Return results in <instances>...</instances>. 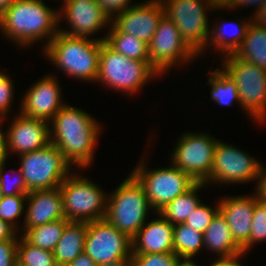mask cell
Here are the masks:
<instances>
[{
	"instance_id": "obj_1",
	"label": "cell",
	"mask_w": 266,
	"mask_h": 266,
	"mask_svg": "<svg viewBox=\"0 0 266 266\" xmlns=\"http://www.w3.org/2000/svg\"><path fill=\"white\" fill-rule=\"evenodd\" d=\"M50 126V141L65 159L76 168L90 167L101 124L88 112L66 103L52 118Z\"/></svg>"
},
{
	"instance_id": "obj_2",
	"label": "cell",
	"mask_w": 266,
	"mask_h": 266,
	"mask_svg": "<svg viewBox=\"0 0 266 266\" xmlns=\"http://www.w3.org/2000/svg\"><path fill=\"white\" fill-rule=\"evenodd\" d=\"M58 24V11L43 0H16L0 15V31L24 48L46 38L45 47L59 32Z\"/></svg>"
},
{
	"instance_id": "obj_3",
	"label": "cell",
	"mask_w": 266,
	"mask_h": 266,
	"mask_svg": "<svg viewBox=\"0 0 266 266\" xmlns=\"http://www.w3.org/2000/svg\"><path fill=\"white\" fill-rule=\"evenodd\" d=\"M101 38L72 37L58 32L44 47V57L68 76L82 81H97Z\"/></svg>"
},
{
	"instance_id": "obj_4",
	"label": "cell",
	"mask_w": 266,
	"mask_h": 266,
	"mask_svg": "<svg viewBox=\"0 0 266 266\" xmlns=\"http://www.w3.org/2000/svg\"><path fill=\"white\" fill-rule=\"evenodd\" d=\"M150 209L143 185L130 173L108 194L105 219L132 239L145 224Z\"/></svg>"
},
{
	"instance_id": "obj_5",
	"label": "cell",
	"mask_w": 266,
	"mask_h": 266,
	"mask_svg": "<svg viewBox=\"0 0 266 266\" xmlns=\"http://www.w3.org/2000/svg\"><path fill=\"white\" fill-rule=\"evenodd\" d=\"M158 76L149 61L131 60L113 50L105 41L102 42L97 83L101 82L115 91L134 94Z\"/></svg>"
},
{
	"instance_id": "obj_6",
	"label": "cell",
	"mask_w": 266,
	"mask_h": 266,
	"mask_svg": "<svg viewBox=\"0 0 266 266\" xmlns=\"http://www.w3.org/2000/svg\"><path fill=\"white\" fill-rule=\"evenodd\" d=\"M95 182L81 174H70L59 186L65 219L92 222L105 219L107 196Z\"/></svg>"
},
{
	"instance_id": "obj_7",
	"label": "cell",
	"mask_w": 266,
	"mask_h": 266,
	"mask_svg": "<svg viewBox=\"0 0 266 266\" xmlns=\"http://www.w3.org/2000/svg\"><path fill=\"white\" fill-rule=\"evenodd\" d=\"M222 69L236 83L240 106L260 124L266 121V70L235 57L223 56Z\"/></svg>"
},
{
	"instance_id": "obj_8",
	"label": "cell",
	"mask_w": 266,
	"mask_h": 266,
	"mask_svg": "<svg viewBox=\"0 0 266 266\" xmlns=\"http://www.w3.org/2000/svg\"><path fill=\"white\" fill-rule=\"evenodd\" d=\"M164 15L177 26L182 39L198 55L210 35L207 11L213 10L210 0H161Z\"/></svg>"
},
{
	"instance_id": "obj_9",
	"label": "cell",
	"mask_w": 266,
	"mask_h": 266,
	"mask_svg": "<svg viewBox=\"0 0 266 266\" xmlns=\"http://www.w3.org/2000/svg\"><path fill=\"white\" fill-rule=\"evenodd\" d=\"M84 253L99 266H130L132 239L106 219L88 222Z\"/></svg>"
},
{
	"instance_id": "obj_10",
	"label": "cell",
	"mask_w": 266,
	"mask_h": 266,
	"mask_svg": "<svg viewBox=\"0 0 266 266\" xmlns=\"http://www.w3.org/2000/svg\"><path fill=\"white\" fill-rule=\"evenodd\" d=\"M141 159L131 173L143 185L149 205L156 213L196 184L187 173L174 165L151 170Z\"/></svg>"
},
{
	"instance_id": "obj_11",
	"label": "cell",
	"mask_w": 266,
	"mask_h": 266,
	"mask_svg": "<svg viewBox=\"0 0 266 266\" xmlns=\"http://www.w3.org/2000/svg\"><path fill=\"white\" fill-rule=\"evenodd\" d=\"M18 156L21 158L19 167L29 192L58 188L73 169L52 143Z\"/></svg>"
},
{
	"instance_id": "obj_12",
	"label": "cell",
	"mask_w": 266,
	"mask_h": 266,
	"mask_svg": "<svg viewBox=\"0 0 266 266\" xmlns=\"http://www.w3.org/2000/svg\"><path fill=\"white\" fill-rule=\"evenodd\" d=\"M178 141L170 156V163L187 173L196 183L206 184L218 139L209 133L186 131Z\"/></svg>"
},
{
	"instance_id": "obj_13",
	"label": "cell",
	"mask_w": 266,
	"mask_h": 266,
	"mask_svg": "<svg viewBox=\"0 0 266 266\" xmlns=\"http://www.w3.org/2000/svg\"><path fill=\"white\" fill-rule=\"evenodd\" d=\"M265 166L236 146L218 140L210 176V184H243L257 181ZM208 183V184H207Z\"/></svg>"
},
{
	"instance_id": "obj_14",
	"label": "cell",
	"mask_w": 266,
	"mask_h": 266,
	"mask_svg": "<svg viewBox=\"0 0 266 266\" xmlns=\"http://www.w3.org/2000/svg\"><path fill=\"white\" fill-rule=\"evenodd\" d=\"M149 64L162 76L171 67L191 63L198 55L186 44L175 23L165 15L148 44ZM178 63V64H177ZM181 63V64H180ZM176 64V65H175Z\"/></svg>"
},
{
	"instance_id": "obj_15",
	"label": "cell",
	"mask_w": 266,
	"mask_h": 266,
	"mask_svg": "<svg viewBox=\"0 0 266 266\" xmlns=\"http://www.w3.org/2000/svg\"><path fill=\"white\" fill-rule=\"evenodd\" d=\"M64 3L58 10L59 22L67 20L70 30L61 29L59 32L72 37H87L100 29L110 26L111 20L102 11L95 0H61ZM65 17V18H63ZM61 20V21H60Z\"/></svg>"
},
{
	"instance_id": "obj_16",
	"label": "cell",
	"mask_w": 266,
	"mask_h": 266,
	"mask_svg": "<svg viewBox=\"0 0 266 266\" xmlns=\"http://www.w3.org/2000/svg\"><path fill=\"white\" fill-rule=\"evenodd\" d=\"M55 76L47 75L36 81L20 100V113L26 117L50 122L65 105Z\"/></svg>"
},
{
	"instance_id": "obj_17",
	"label": "cell",
	"mask_w": 266,
	"mask_h": 266,
	"mask_svg": "<svg viewBox=\"0 0 266 266\" xmlns=\"http://www.w3.org/2000/svg\"><path fill=\"white\" fill-rule=\"evenodd\" d=\"M6 133L7 154H24L40 150L51 143L50 123L30 118L20 112L13 117Z\"/></svg>"
},
{
	"instance_id": "obj_18",
	"label": "cell",
	"mask_w": 266,
	"mask_h": 266,
	"mask_svg": "<svg viewBox=\"0 0 266 266\" xmlns=\"http://www.w3.org/2000/svg\"><path fill=\"white\" fill-rule=\"evenodd\" d=\"M163 16L161 0H148L120 12L111 22L122 33L131 34L149 44Z\"/></svg>"
},
{
	"instance_id": "obj_19",
	"label": "cell",
	"mask_w": 266,
	"mask_h": 266,
	"mask_svg": "<svg viewBox=\"0 0 266 266\" xmlns=\"http://www.w3.org/2000/svg\"><path fill=\"white\" fill-rule=\"evenodd\" d=\"M23 229L34 228L58 219H64L60 189L35 190L27 194Z\"/></svg>"
},
{
	"instance_id": "obj_20",
	"label": "cell",
	"mask_w": 266,
	"mask_h": 266,
	"mask_svg": "<svg viewBox=\"0 0 266 266\" xmlns=\"http://www.w3.org/2000/svg\"><path fill=\"white\" fill-rule=\"evenodd\" d=\"M219 211L226 218L232 237L242 248L250 238L254 211V194L226 196L218 203Z\"/></svg>"
},
{
	"instance_id": "obj_21",
	"label": "cell",
	"mask_w": 266,
	"mask_h": 266,
	"mask_svg": "<svg viewBox=\"0 0 266 266\" xmlns=\"http://www.w3.org/2000/svg\"><path fill=\"white\" fill-rule=\"evenodd\" d=\"M148 221L132 238V254L173 252L174 225L161 214Z\"/></svg>"
},
{
	"instance_id": "obj_22",
	"label": "cell",
	"mask_w": 266,
	"mask_h": 266,
	"mask_svg": "<svg viewBox=\"0 0 266 266\" xmlns=\"http://www.w3.org/2000/svg\"><path fill=\"white\" fill-rule=\"evenodd\" d=\"M204 236V248L213 251L219 256L215 261L240 260L244 256L242 248L235 242L226 218L218 211Z\"/></svg>"
},
{
	"instance_id": "obj_23",
	"label": "cell",
	"mask_w": 266,
	"mask_h": 266,
	"mask_svg": "<svg viewBox=\"0 0 266 266\" xmlns=\"http://www.w3.org/2000/svg\"><path fill=\"white\" fill-rule=\"evenodd\" d=\"M87 222L69 221L53 251L58 266H66L84 252Z\"/></svg>"
},
{
	"instance_id": "obj_24",
	"label": "cell",
	"mask_w": 266,
	"mask_h": 266,
	"mask_svg": "<svg viewBox=\"0 0 266 266\" xmlns=\"http://www.w3.org/2000/svg\"><path fill=\"white\" fill-rule=\"evenodd\" d=\"M251 22L252 17L248 21H240L239 23L230 21L229 25L228 23L219 25L217 22L216 26L213 25V29H210L209 39L203 51L205 52L206 49H209L207 47L212 46L215 50L222 52L224 56L234 54L243 42ZM227 28L230 29L226 31Z\"/></svg>"
},
{
	"instance_id": "obj_25",
	"label": "cell",
	"mask_w": 266,
	"mask_h": 266,
	"mask_svg": "<svg viewBox=\"0 0 266 266\" xmlns=\"http://www.w3.org/2000/svg\"><path fill=\"white\" fill-rule=\"evenodd\" d=\"M233 55L266 70V27L252 21Z\"/></svg>"
},
{
	"instance_id": "obj_26",
	"label": "cell",
	"mask_w": 266,
	"mask_h": 266,
	"mask_svg": "<svg viewBox=\"0 0 266 266\" xmlns=\"http://www.w3.org/2000/svg\"><path fill=\"white\" fill-rule=\"evenodd\" d=\"M105 42L116 52L131 60L149 61L148 44L137 37L122 33L112 22Z\"/></svg>"
},
{
	"instance_id": "obj_27",
	"label": "cell",
	"mask_w": 266,
	"mask_h": 266,
	"mask_svg": "<svg viewBox=\"0 0 266 266\" xmlns=\"http://www.w3.org/2000/svg\"><path fill=\"white\" fill-rule=\"evenodd\" d=\"M204 249L203 233L185 223L174 225L173 252L183 261L193 263L194 256Z\"/></svg>"
},
{
	"instance_id": "obj_28",
	"label": "cell",
	"mask_w": 266,
	"mask_h": 266,
	"mask_svg": "<svg viewBox=\"0 0 266 266\" xmlns=\"http://www.w3.org/2000/svg\"><path fill=\"white\" fill-rule=\"evenodd\" d=\"M205 183H196L186 193L177 196L174 200L169 202L160 212L166 220L173 225L185 223L188 216L196 209L202 202L197 196L198 190L205 187Z\"/></svg>"
},
{
	"instance_id": "obj_29",
	"label": "cell",
	"mask_w": 266,
	"mask_h": 266,
	"mask_svg": "<svg viewBox=\"0 0 266 266\" xmlns=\"http://www.w3.org/2000/svg\"><path fill=\"white\" fill-rule=\"evenodd\" d=\"M68 222L65 218L58 219L34 228L22 229L23 233L20 235L33 246L53 252Z\"/></svg>"
},
{
	"instance_id": "obj_30",
	"label": "cell",
	"mask_w": 266,
	"mask_h": 266,
	"mask_svg": "<svg viewBox=\"0 0 266 266\" xmlns=\"http://www.w3.org/2000/svg\"><path fill=\"white\" fill-rule=\"evenodd\" d=\"M221 68L213 70L209 75L211 99L220 105L231 106L233 101L240 104L236 83Z\"/></svg>"
},
{
	"instance_id": "obj_31",
	"label": "cell",
	"mask_w": 266,
	"mask_h": 266,
	"mask_svg": "<svg viewBox=\"0 0 266 266\" xmlns=\"http://www.w3.org/2000/svg\"><path fill=\"white\" fill-rule=\"evenodd\" d=\"M19 236L17 266H58L52 251L33 246Z\"/></svg>"
},
{
	"instance_id": "obj_32",
	"label": "cell",
	"mask_w": 266,
	"mask_h": 266,
	"mask_svg": "<svg viewBox=\"0 0 266 266\" xmlns=\"http://www.w3.org/2000/svg\"><path fill=\"white\" fill-rule=\"evenodd\" d=\"M249 241L242 247L243 254L252 249L253 245L266 241V204L259 202L254 195V211Z\"/></svg>"
},
{
	"instance_id": "obj_33",
	"label": "cell",
	"mask_w": 266,
	"mask_h": 266,
	"mask_svg": "<svg viewBox=\"0 0 266 266\" xmlns=\"http://www.w3.org/2000/svg\"><path fill=\"white\" fill-rule=\"evenodd\" d=\"M27 195L3 196L0 201V219L12 226L16 231L18 229V218L25 211ZM16 223V224H15Z\"/></svg>"
},
{
	"instance_id": "obj_34",
	"label": "cell",
	"mask_w": 266,
	"mask_h": 266,
	"mask_svg": "<svg viewBox=\"0 0 266 266\" xmlns=\"http://www.w3.org/2000/svg\"><path fill=\"white\" fill-rule=\"evenodd\" d=\"M184 262L174 253L132 254L130 266H181Z\"/></svg>"
},
{
	"instance_id": "obj_35",
	"label": "cell",
	"mask_w": 266,
	"mask_h": 266,
	"mask_svg": "<svg viewBox=\"0 0 266 266\" xmlns=\"http://www.w3.org/2000/svg\"><path fill=\"white\" fill-rule=\"evenodd\" d=\"M219 211V205L215 206L214 209L210 205H205L201 202L196 209L188 216L185 224L190 228L204 233L210 225L212 218Z\"/></svg>"
},
{
	"instance_id": "obj_36",
	"label": "cell",
	"mask_w": 266,
	"mask_h": 266,
	"mask_svg": "<svg viewBox=\"0 0 266 266\" xmlns=\"http://www.w3.org/2000/svg\"><path fill=\"white\" fill-rule=\"evenodd\" d=\"M5 165L0 167V188L3 196H13V195H27L29 193L25 179L22 175L21 168L18 169V171H15L13 173L16 174L17 178L10 181V178L8 180L7 172L5 171ZM18 172V173H17ZM12 180V178H11Z\"/></svg>"
},
{
	"instance_id": "obj_37",
	"label": "cell",
	"mask_w": 266,
	"mask_h": 266,
	"mask_svg": "<svg viewBox=\"0 0 266 266\" xmlns=\"http://www.w3.org/2000/svg\"><path fill=\"white\" fill-rule=\"evenodd\" d=\"M14 84L9 74L0 70V118L4 120L14 101Z\"/></svg>"
},
{
	"instance_id": "obj_38",
	"label": "cell",
	"mask_w": 266,
	"mask_h": 266,
	"mask_svg": "<svg viewBox=\"0 0 266 266\" xmlns=\"http://www.w3.org/2000/svg\"><path fill=\"white\" fill-rule=\"evenodd\" d=\"M18 240L0 241V266H17Z\"/></svg>"
},
{
	"instance_id": "obj_39",
	"label": "cell",
	"mask_w": 266,
	"mask_h": 266,
	"mask_svg": "<svg viewBox=\"0 0 266 266\" xmlns=\"http://www.w3.org/2000/svg\"><path fill=\"white\" fill-rule=\"evenodd\" d=\"M101 7L102 11L112 21L120 12L135 6L138 3L131 4L132 0H95Z\"/></svg>"
},
{
	"instance_id": "obj_40",
	"label": "cell",
	"mask_w": 266,
	"mask_h": 266,
	"mask_svg": "<svg viewBox=\"0 0 266 266\" xmlns=\"http://www.w3.org/2000/svg\"><path fill=\"white\" fill-rule=\"evenodd\" d=\"M255 191L254 195L256 196V199L259 202L266 204V166L263 168L261 175L257 179Z\"/></svg>"
},
{
	"instance_id": "obj_41",
	"label": "cell",
	"mask_w": 266,
	"mask_h": 266,
	"mask_svg": "<svg viewBox=\"0 0 266 266\" xmlns=\"http://www.w3.org/2000/svg\"><path fill=\"white\" fill-rule=\"evenodd\" d=\"M17 231L8 223L0 219V241L18 239Z\"/></svg>"
},
{
	"instance_id": "obj_42",
	"label": "cell",
	"mask_w": 266,
	"mask_h": 266,
	"mask_svg": "<svg viewBox=\"0 0 266 266\" xmlns=\"http://www.w3.org/2000/svg\"><path fill=\"white\" fill-rule=\"evenodd\" d=\"M66 266H99L84 252Z\"/></svg>"
},
{
	"instance_id": "obj_43",
	"label": "cell",
	"mask_w": 266,
	"mask_h": 266,
	"mask_svg": "<svg viewBox=\"0 0 266 266\" xmlns=\"http://www.w3.org/2000/svg\"><path fill=\"white\" fill-rule=\"evenodd\" d=\"M266 3V0H236L233 7L231 8V10L233 9H237L238 7H248V6H254V5H258V7L255 10V13L257 11L260 10L261 6H263Z\"/></svg>"
},
{
	"instance_id": "obj_44",
	"label": "cell",
	"mask_w": 266,
	"mask_h": 266,
	"mask_svg": "<svg viewBox=\"0 0 266 266\" xmlns=\"http://www.w3.org/2000/svg\"><path fill=\"white\" fill-rule=\"evenodd\" d=\"M2 125H0V167L6 164V159L8 158L7 149H6V133L3 129L1 130Z\"/></svg>"
},
{
	"instance_id": "obj_45",
	"label": "cell",
	"mask_w": 266,
	"mask_h": 266,
	"mask_svg": "<svg viewBox=\"0 0 266 266\" xmlns=\"http://www.w3.org/2000/svg\"><path fill=\"white\" fill-rule=\"evenodd\" d=\"M252 21L257 25L266 27V3L261 6L259 11L253 14Z\"/></svg>"
},
{
	"instance_id": "obj_46",
	"label": "cell",
	"mask_w": 266,
	"mask_h": 266,
	"mask_svg": "<svg viewBox=\"0 0 266 266\" xmlns=\"http://www.w3.org/2000/svg\"><path fill=\"white\" fill-rule=\"evenodd\" d=\"M210 1L212 2L213 8L215 10H217V9L221 10L222 8L224 10V8H226V9L228 8L227 9V11H228L229 9H231L233 7L236 0H210Z\"/></svg>"
},
{
	"instance_id": "obj_47",
	"label": "cell",
	"mask_w": 266,
	"mask_h": 266,
	"mask_svg": "<svg viewBox=\"0 0 266 266\" xmlns=\"http://www.w3.org/2000/svg\"><path fill=\"white\" fill-rule=\"evenodd\" d=\"M210 266H243L238 260L234 261H214Z\"/></svg>"
},
{
	"instance_id": "obj_48",
	"label": "cell",
	"mask_w": 266,
	"mask_h": 266,
	"mask_svg": "<svg viewBox=\"0 0 266 266\" xmlns=\"http://www.w3.org/2000/svg\"><path fill=\"white\" fill-rule=\"evenodd\" d=\"M16 0H0V15L1 13L11 6Z\"/></svg>"
},
{
	"instance_id": "obj_49",
	"label": "cell",
	"mask_w": 266,
	"mask_h": 266,
	"mask_svg": "<svg viewBox=\"0 0 266 266\" xmlns=\"http://www.w3.org/2000/svg\"><path fill=\"white\" fill-rule=\"evenodd\" d=\"M181 266H197L196 263H188V262H184Z\"/></svg>"
},
{
	"instance_id": "obj_50",
	"label": "cell",
	"mask_w": 266,
	"mask_h": 266,
	"mask_svg": "<svg viewBox=\"0 0 266 266\" xmlns=\"http://www.w3.org/2000/svg\"><path fill=\"white\" fill-rule=\"evenodd\" d=\"M3 194L1 192V188H0V201L2 200Z\"/></svg>"
}]
</instances>
